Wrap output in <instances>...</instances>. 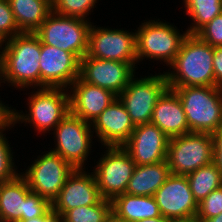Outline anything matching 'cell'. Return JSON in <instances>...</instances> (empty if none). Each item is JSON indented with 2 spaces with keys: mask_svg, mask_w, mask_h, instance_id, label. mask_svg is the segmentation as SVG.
I'll return each instance as SVG.
<instances>
[{
  "mask_svg": "<svg viewBox=\"0 0 222 222\" xmlns=\"http://www.w3.org/2000/svg\"><path fill=\"white\" fill-rule=\"evenodd\" d=\"M0 50V84L6 81L21 90L41 88V41L35 33L21 32L2 42Z\"/></svg>",
  "mask_w": 222,
  "mask_h": 222,
  "instance_id": "6da1fadb",
  "label": "cell"
},
{
  "mask_svg": "<svg viewBox=\"0 0 222 222\" xmlns=\"http://www.w3.org/2000/svg\"><path fill=\"white\" fill-rule=\"evenodd\" d=\"M213 47L196 34H188L174 61L173 71L164 72L169 88L182 86H215Z\"/></svg>",
  "mask_w": 222,
  "mask_h": 222,
  "instance_id": "7a4b0ae2",
  "label": "cell"
},
{
  "mask_svg": "<svg viewBox=\"0 0 222 222\" xmlns=\"http://www.w3.org/2000/svg\"><path fill=\"white\" fill-rule=\"evenodd\" d=\"M170 89L182 103L190 132L213 134L222 127V88L182 86Z\"/></svg>",
  "mask_w": 222,
  "mask_h": 222,
  "instance_id": "3957f363",
  "label": "cell"
},
{
  "mask_svg": "<svg viewBox=\"0 0 222 222\" xmlns=\"http://www.w3.org/2000/svg\"><path fill=\"white\" fill-rule=\"evenodd\" d=\"M67 92L68 89L59 87L37 88V91L31 92V96L28 97V114L24 112L22 114L14 109V126L17 122H26L38 132L46 134L53 130L70 111Z\"/></svg>",
  "mask_w": 222,
  "mask_h": 222,
  "instance_id": "277c9868",
  "label": "cell"
},
{
  "mask_svg": "<svg viewBox=\"0 0 222 222\" xmlns=\"http://www.w3.org/2000/svg\"><path fill=\"white\" fill-rule=\"evenodd\" d=\"M135 34L138 63L148 58L164 61L168 66L177 56L188 32L181 34L176 26L166 21L146 20L138 27Z\"/></svg>",
  "mask_w": 222,
  "mask_h": 222,
  "instance_id": "5b68a950",
  "label": "cell"
},
{
  "mask_svg": "<svg viewBox=\"0 0 222 222\" xmlns=\"http://www.w3.org/2000/svg\"><path fill=\"white\" fill-rule=\"evenodd\" d=\"M91 22L51 12L34 32L41 43L75 54L80 60L87 54Z\"/></svg>",
  "mask_w": 222,
  "mask_h": 222,
  "instance_id": "8992f818",
  "label": "cell"
},
{
  "mask_svg": "<svg viewBox=\"0 0 222 222\" xmlns=\"http://www.w3.org/2000/svg\"><path fill=\"white\" fill-rule=\"evenodd\" d=\"M212 162V134L189 132L169 138L167 163L172 174L187 175Z\"/></svg>",
  "mask_w": 222,
  "mask_h": 222,
  "instance_id": "52a82bcc",
  "label": "cell"
},
{
  "mask_svg": "<svg viewBox=\"0 0 222 222\" xmlns=\"http://www.w3.org/2000/svg\"><path fill=\"white\" fill-rule=\"evenodd\" d=\"M91 127V123L82 120L69 111L52 130L56 143L55 148H52L51 151L58 154L75 169H83L91 152L90 150H92L93 131Z\"/></svg>",
  "mask_w": 222,
  "mask_h": 222,
  "instance_id": "ba28073f",
  "label": "cell"
},
{
  "mask_svg": "<svg viewBox=\"0 0 222 222\" xmlns=\"http://www.w3.org/2000/svg\"><path fill=\"white\" fill-rule=\"evenodd\" d=\"M159 74L133 77L118 95L135 126L151 122L158 99L169 88L165 73Z\"/></svg>",
  "mask_w": 222,
  "mask_h": 222,
  "instance_id": "9c48e42d",
  "label": "cell"
},
{
  "mask_svg": "<svg viewBox=\"0 0 222 222\" xmlns=\"http://www.w3.org/2000/svg\"><path fill=\"white\" fill-rule=\"evenodd\" d=\"M98 161L92 173L102 198L112 200L125 193L136 166L128 152L122 146H106Z\"/></svg>",
  "mask_w": 222,
  "mask_h": 222,
  "instance_id": "30bf717a",
  "label": "cell"
},
{
  "mask_svg": "<svg viewBox=\"0 0 222 222\" xmlns=\"http://www.w3.org/2000/svg\"><path fill=\"white\" fill-rule=\"evenodd\" d=\"M31 166V167H30ZM20 173L27 181L31 191L44 197L51 203L58 196L67 178L75 168L53 151H46Z\"/></svg>",
  "mask_w": 222,
  "mask_h": 222,
  "instance_id": "8fae6325",
  "label": "cell"
},
{
  "mask_svg": "<svg viewBox=\"0 0 222 222\" xmlns=\"http://www.w3.org/2000/svg\"><path fill=\"white\" fill-rule=\"evenodd\" d=\"M89 57L138 63L135 32L90 26L88 33Z\"/></svg>",
  "mask_w": 222,
  "mask_h": 222,
  "instance_id": "7c38bea8",
  "label": "cell"
},
{
  "mask_svg": "<svg viewBox=\"0 0 222 222\" xmlns=\"http://www.w3.org/2000/svg\"><path fill=\"white\" fill-rule=\"evenodd\" d=\"M137 63L104 60L85 55L80 60V78L91 85L112 91L117 96L135 75Z\"/></svg>",
  "mask_w": 222,
  "mask_h": 222,
  "instance_id": "4fadbf2b",
  "label": "cell"
},
{
  "mask_svg": "<svg viewBox=\"0 0 222 222\" xmlns=\"http://www.w3.org/2000/svg\"><path fill=\"white\" fill-rule=\"evenodd\" d=\"M154 198L165 218L180 220L196 217L198 203L193 197L186 175L171 173L155 192Z\"/></svg>",
  "mask_w": 222,
  "mask_h": 222,
  "instance_id": "5bb4252c",
  "label": "cell"
},
{
  "mask_svg": "<svg viewBox=\"0 0 222 222\" xmlns=\"http://www.w3.org/2000/svg\"><path fill=\"white\" fill-rule=\"evenodd\" d=\"M41 88L69 86L80 76V59L73 53L41 43Z\"/></svg>",
  "mask_w": 222,
  "mask_h": 222,
  "instance_id": "9a60e30c",
  "label": "cell"
},
{
  "mask_svg": "<svg viewBox=\"0 0 222 222\" xmlns=\"http://www.w3.org/2000/svg\"><path fill=\"white\" fill-rule=\"evenodd\" d=\"M169 137L155 124L135 126L122 146L136 165H149L167 160Z\"/></svg>",
  "mask_w": 222,
  "mask_h": 222,
  "instance_id": "2e32d148",
  "label": "cell"
},
{
  "mask_svg": "<svg viewBox=\"0 0 222 222\" xmlns=\"http://www.w3.org/2000/svg\"><path fill=\"white\" fill-rule=\"evenodd\" d=\"M84 169L73 171L51 203L52 209L61 216L76 207L95 205L102 199L94 173Z\"/></svg>",
  "mask_w": 222,
  "mask_h": 222,
  "instance_id": "e0dca14e",
  "label": "cell"
},
{
  "mask_svg": "<svg viewBox=\"0 0 222 222\" xmlns=\"http://www.w3.org/2000/svg\"><path fill=\"white\" fill-rule=\"evenodd\" d=\"M93 133L102 145L123 146L131 136L135 125L124 104L117 97L91 124Z\"/></svg>",
  "mask_w": 222,
  "mask_h": 222,
  "instance_id": "ac0fdd59",
  "label": "cell"
},
{
  "mask_svg": "<svg viewBox=\"0 0 222 222\" xmlns=\"http://www.w3.org/2000/svg\"><path fill=\"white\" fill-rule=\"evenodd\" d=\"M69 88L70 112L91 124L118 97L108 89L84 82L80 77Z\"/></svg>",
  "mask_w": 222,
  "mask_h": 222,
  "instance_id": "d6986e66",
  "label": "cell"
},
{
  "mask_svg": "<svg viewBox=\"0 0 222 222\" xmlns=\"http://www.w3.org/2000/svg\"><path fill=\"white\" fill-rule=\"evenodd\" d=\"M151 123L159 127L169 138L190 132L182 103L170 88L158 99L153 109Z\"/></svg>",
  "mask_w": 222,
  "mask_h": 222,
  "instance_id": "ffe728a7",
  "label": "cell"
},
{
  "mask_svg": "<svg viewBox=\"0 0 222 222\" xmlns=\"http://www.w3.org/2000/svg\"><path fill=\"white\" fill-rule=\"evenodd\" d=\"M30 191L20 173L12 180L0 183V222L25 220V198Z\"/></svg>",
  "mask_w": 222,
  "mask_h": 222,
  "instance_id": "44dd1931",
  "label": "cell"
},
{
  "mask_svg": "<svg viewBox=\"0 0 222 222\" xmlns=\"http://www.w3.org/2000/svg\"><path fill=\"white\" fill-rule=\"evenodd\" d=\"M170 174L167 160L149 165H136L125 193L137 196H154Z\"/></svg>",
  "mask_w": 222,
  "mask_h": 222,
  "instance_id": "7402d4cb",
  "label": "cell"
},
{
  "mask_svg": "<svg viewBox=\"0 0 222 222\" xmlns=\"http://www.w3.org/2000/svg\"><path fill=\"white\" fill-rule=\"evenodd\" d=\"M111 210L127 222L161 216L154 196H137L123 193L111 200Z\"/></svg>",
  "mask_w": 222,
  "mask_h": 222,
  "instance_id": "603a6c76",
  "label": "cell"
},
{
  "mask_svg": "<svg viewBox=\"0 0 222 222\" xmlns=\"http://www.w3.org/2000/svg\"><path fill=\"white\" fill-rule=\"evenodd\" d=\"M20 32L34 33L52 12L51 0H8Z\"/></svg>",
  "mask_w": 222,
  "mask_h": 222,
  "instance_id": "cb8c5ba5",
  "label": "cell"
},
{
  "mask_svg": "<svg viewBox=\"0 0 222 222\" xmlns=\"http://www.w3.org/2000/svg\"><path fill=\"white\" fill-rule=\"evenodd\" d=\"M186 177L197 203L222 186V172L213 162L187 174Z\"/></svg>",
  "mask_w": 222,
  "mask_h": 222,
  "instance_id": "d4e9b609",
  "label": "cell"
},
{
  "mask_svg": "<svg viewBox=\"0 0 222 222\" xmlns=\"http://www.w3.org/2000/svg\"><path fill=\"white\" fill-rule=\"evenodd\" d=\"M186 15L193 21L186 30L188 34H196L214 17L222 13V0H183Z\"/></svg>",
  "mask_w": 222,
  "mask_h": 222,
  "instance_id": "484cf974",
  "label": "cell"
},
{
  "mask_svg": "<svg viewBox=\"0 0 222 222\" xmlns=\"http://www.w3.org/2000/svg\"><path fill=\"white\" fill-rule=\"evenodd\" d=\"M111 210V200L101 199L97 204L81 206L66 211L63 222H104L106 215Z\"/></svg>",
  "mask_w": 222,
  "mask_h": 222,
  "instance_id": "4316f807",
  "label": "cell"
},
{
  "mask_svg": "<svg viewBox=\"0 0 222 222\" xmlns=\"http://www.w3.org/2000/svg\"><path fill=\"white\" fill-rule=\"evenodd\" d=\"M97 0H52V11L70 17L87 19Z\"/></svg>",
  "mask_w": 222,
  "mask_h": 222,
  "instance_id": "83f0119b",
  "label": "cell"
},
{
  "mask_svg": "<svg viewBox=\"0 0 222 222\" xmlns=\"http://www.w3.org/2000/svg\"><path fill=\"white\" fill-rule=\"evenodd\" d=\"M6 134L0 133V183L14 179L18 172L14 168L13 152Z\"/></svg>",
  "mask_w": 222,
  "mask_h": 222,
  "instance_id": "f1b7e54d",
  "label": "cell"
},
{
  "mask_svg": "<svg viewBox=\"0 0 222 222\" xmlns=\"http://www.w3.org/2000/svg\"><path fill=\"white\" fill-rule=\"evenodd\" d=\"M222 213V186L198 203L197 219H210Z\"/></svg>",
  "mask_w": 222,
  "mask_h": 222,
  "instance_id": "f546056e",
  "label": "cell"
},
{
  "mask_svg": "<svg viewBox=\"0 0 222 222\" xmlns=\"http://www.w3.org/2000/svg\"><path fill=\"white\" fill-rule=\"evenodd\" d=\"M20 33L8 0H0V44Z\"/></svg>",
  "mask_w": 222,
  "mask_h": 222,
  "instance_id": "4dcf8cb0",
  "label": "cell"
},
{
  "mask_svg": "<svg viewBox=\"0 0 222 222\" xmlns=\"http://www.w3.org/2000/svg\"><path fill=\"white\" fill-rule=\"evenodd\" d=\"M196 35L212 47L222 46V13L203 26Z\"/></svg>",
  "mask_w": 222,
  "mask_h": 222,
  "instance_id": "1f68e13d",
  "label": "cell"
},
{
  "mask_svg": "<svg viewBox=\"0 0 222 222\" xmlns=\"http://www.w3.org/2000/svg\"><path fill=\"white\" fill-rule=\"evenodd\" d=\"M25 220L44 216L52 209L51 202L36 192L30 191L25 198Z\"/></svg>",
  "mask_w": 222,
  "mask_h": 222,
  "instance_id": "d6a6232c",
  "label": "cell"
},
{
  "mask_svg": "<svg viewBox=\"0 0 222 222\" xmlns=\"http://www.w3.org/2000/svg\"><path fill=\"white\" fill-rule=\"evenodd\" d=\"M215 86L222 88V46L213 47Z\"/></svg>",
  "mask_w": 222,
  "mask_h": 222,
  "instance_id": "836d02e7",
  "label": "cell"
},
{
  "mask_svg": "<svg viewBox=\"0 0 222 222\" xmlns=\"http://www.w3.org/2000/svg\"><path fill=\"white\" fill-rule=\"evenodd\" d=\"M213 137V163L222 172V127H220Z\"/></svg>",
  "mask_w": 222,
  "mask_h": 222,
  "instance_id": "e575fe53",
  "label": "cell"
},
{
  "mask_svg": "<svg viewBox=\"0 0 222 222\" xmlns=\"http://www.w3.org/2000/svg\"><path fill=\"white\" fill-rule=\"evenodd\" d=\"M13 114L14 108L5 106L0 100V133L14 127Z\"/></svg>",
  "mask_w": 222,
  "mask_h": 222,
  "instance_id": "d590c367",
  "label": "cell"
},
{
  "mask_svg": "<svg viewBox=\"0 0 222 222\" xmlns=\"http://www.w3.org/2000/svg\"><path fill=\"white\" fill-rule=\"evenodd\" d=\"M19 222H63V218L59 213L51 209L44 216L20 220Z\"/></svg>",
  "mask_w": 222,
  "mask_h": 222,
  "instance_id": "8d00e7d4",
  "label": "cell"
},
{
  "mask_svg": "<svg viewBox=\"0 0 222 222\" xmlns=\"http://www.w3.org/2000/svg\"><path fill=\"white\" fill-rule=\"evenodd\" d=\"M104 222H127V221L118 216L114 211L110 210V212L106 215Z\"/></svg>",
  "mask_w": 222,
  "mask_h": 222,
  "instance_id": "74e56055",
  "label": "cell"
},
{
  "mask_svg": "<svg viewBox=\"0 0 222 222\" xmlns=\"http://www.w3.org/2000/svg\"><path fill=\"white\" fill-rule=\"evenodd\" d=\"M136 222H170V219L165 218L164 216L161 215L159 217L142 219V220H138Z\"/></svg>",
  "mask_w": 222,
  "mask_h": 222,
  "instance_id": "f35d334b",
  "label": "cell"
},
{
  "mask_svg": "<svg viewBox=\"0 0 222 222\" xmlns=\"http://www.w3.org/2000/svg\"><path fill=\"white\" fill-rule=\"evenodd\" d=\"M200 222H222V213L210 219H198Z\"/></svg>",
  "mask_w": 222,
  "mask_h": 222,
  "instance_id": "ab89813d",
  "label": "cell"
},
{
  "mask_svg": "<svg viewBox=\"0 0 222 222\" xmlns=\"http://www.w3.org/2000/svg\"><path fill=\"white\" fill-rule=\"evenodd\" d=\"M170 222H200L196 217L189 219L170 220Z\"/></svg>",
  "mask_w": 222,
  "mask_h": 222,
  "instance_id": "60d3db41",
  "label": "cell"
}]
</instances>
